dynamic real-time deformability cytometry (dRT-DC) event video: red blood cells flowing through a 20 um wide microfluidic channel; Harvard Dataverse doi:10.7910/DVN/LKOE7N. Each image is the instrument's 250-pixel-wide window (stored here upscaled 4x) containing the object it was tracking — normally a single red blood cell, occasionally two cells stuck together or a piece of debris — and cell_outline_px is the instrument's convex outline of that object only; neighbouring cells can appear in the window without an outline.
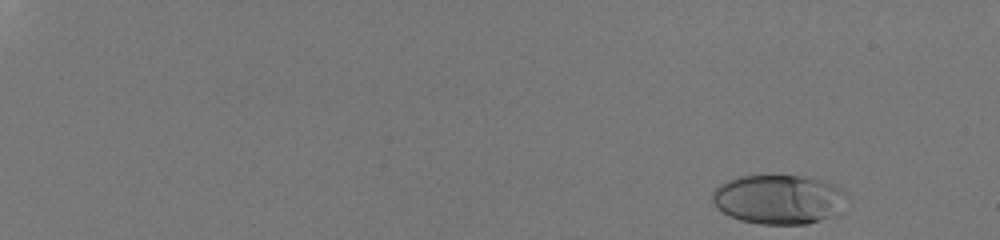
{"species": "human", "species_latin": "Homo sapiens", "temperature_condition": "room temperature", "stored_images_in_passage": 20, "camera_frame_rate_fps": 3000, "um_per_image_px": 0.085, "donor": {"sex": "male"}, "frame": {"image": 1, "passage_image": 2, "time_ms": 0.333, "image_size_px": [1000, 240], "cell_outline_px": [[852, 196], [828, 216], [820, 220], [808, 224], [760, 224], [740, 220], [716, 208], [712, 200], [712, 192], [720, 184], [728, 180], [740, 176], [812, 176], [824, 180], [840, 188]], "centroid_in_image_um": [66.18, 16.93], "position_along_channel_um": 18.8, "area_um2": 38.61}}
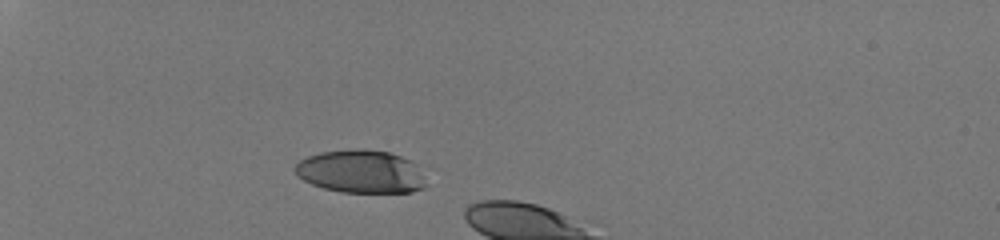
{"frame": {"image": 2, "passage_image": 16, "time_ms": 5.0, "image_size_px": [1000, 240], "cell_outline_px": [[428, 184], [424, 188], [412, 192], [340, 192], [324, 188], [312, 184], [304, 180], [292, 168], [300, 160], [308, 156], [320, 152], [352, 148], [364, 148], [388, 152], [400, 156], [416, 164]], "centroid_in_image_um": [30.68, 14.58], "position_along_channel_um": 54.3, "area_um2": 33.0}}